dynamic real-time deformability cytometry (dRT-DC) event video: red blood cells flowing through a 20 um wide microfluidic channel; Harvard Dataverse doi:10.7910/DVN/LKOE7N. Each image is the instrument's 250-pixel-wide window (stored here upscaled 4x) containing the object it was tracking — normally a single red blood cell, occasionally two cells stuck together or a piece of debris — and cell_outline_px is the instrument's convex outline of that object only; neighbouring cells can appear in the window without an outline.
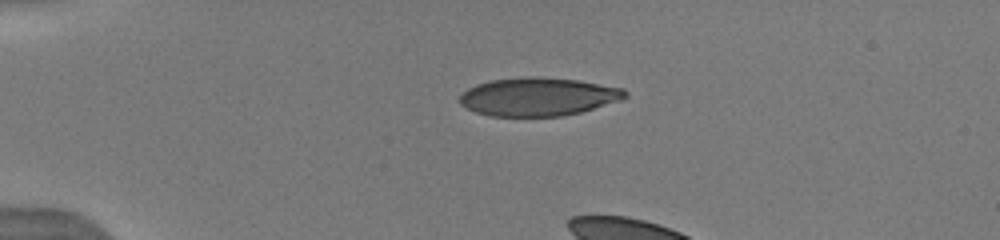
{"species": "human", "species_latin": "Homo sapiens", "temperature_condition": "warm", "stored_images_in_passage": 4, "camera_frame_rate_fps": 3000, "um_per_image_px": 0.085, "donor": {"sex": "male"}, "frame": {"image": 1, "passage_image": 1, "time_ms": 0.0, "image_size_px": [1000, 240], "cell_outline_px": [[628, 96], [620, 100], [580, 112], [560, 116], [488, 116], [476, 112], [460, 104], [460, 96], [468, 88], [476, 84], [488, 80], [528, 76], [536, 76], [580, 80], [624, 88], [628, 92]], "centroid_in_image_um": [45.75, 8.21], "position_along_channel_um": 39.2, "area_um2": 37.05}}